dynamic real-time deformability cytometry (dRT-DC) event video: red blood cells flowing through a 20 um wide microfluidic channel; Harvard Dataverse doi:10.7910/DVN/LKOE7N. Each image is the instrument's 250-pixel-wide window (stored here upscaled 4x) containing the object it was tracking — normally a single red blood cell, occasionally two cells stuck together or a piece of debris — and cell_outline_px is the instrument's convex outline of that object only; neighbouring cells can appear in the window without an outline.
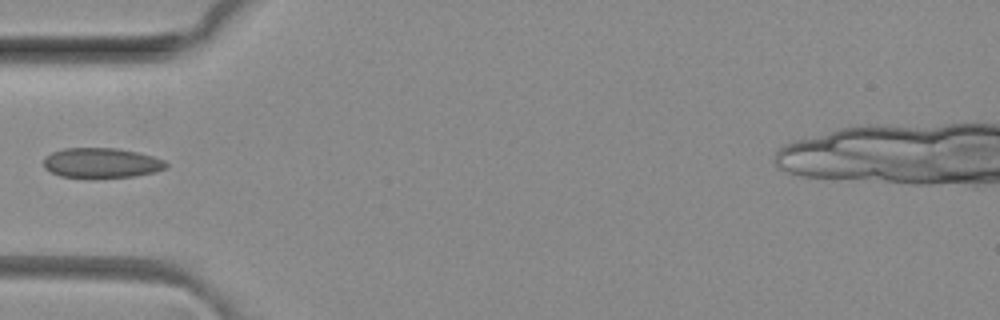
{"species": "common noctule bat (a hibernating species)", "species_latin": "Nyctalus noctula", "temperature_condition": "room temperature", "stored_images_in_passage": 3, "camera_frame_rate_fps": 3000, "um_per_image_px": 0.085, "animal": {"sex": "female", "body_mass_g": 29.2, "forearm_length_mm": 56.3}, "frame": {"image": 1, "passage_image": 2, "time_ms": 0.333, "image_size_px": [1000, 320], "cell_outline_px": [[168, 168], [156, 172], [132, 176], [60, 176], [44, 168], [44, 160], [52, 152], [64, 148], [116, 148], [140, 152], [164, 160], [168, 164]], "centroid_in_image_um": [8.68, 13.82], "position_along_channel_um": 76.3, "area_um2": 20.98}}
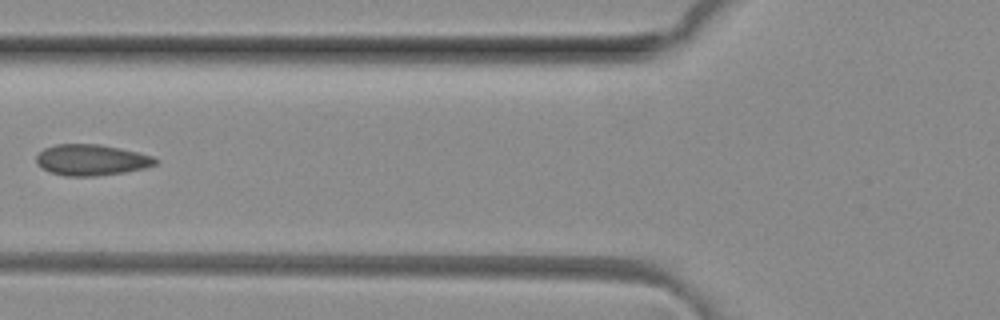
{"frame": {"image": 2, "passage_image": 3, "time_ms": 0.667, "image_size_px": [1000, 320], "cell_outline_px": [[160, 160], [156, 164], [144, 168], [124, 172], [96, 176], [64, 176], [52, 172], [36, 164], [36, 156], [44, 148], [56, 144], [100, 144], [140, 152], [152, 156]], "centroid_in_image_um": [7.79, 13.59], "position_along_channel_um": 118.0, "area_um2": 21.56}}